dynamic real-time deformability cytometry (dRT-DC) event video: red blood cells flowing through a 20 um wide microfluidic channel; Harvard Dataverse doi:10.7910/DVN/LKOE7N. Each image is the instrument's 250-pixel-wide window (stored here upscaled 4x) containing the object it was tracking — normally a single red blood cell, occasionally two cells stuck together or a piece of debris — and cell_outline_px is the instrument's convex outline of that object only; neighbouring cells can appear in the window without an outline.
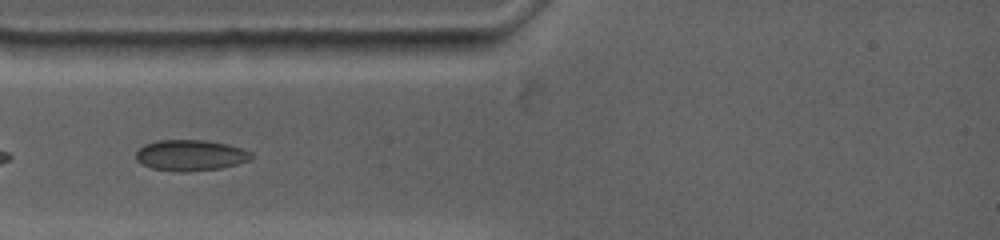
{"species": "common noctule bat (a hibernating species)", "species_latin": "Nyctalus noctula", "temperature_condition": "warm", "stored_images_in_passage": 35, "camera_frame_rate_fps": 4500, "um_per_image_px": 0.085, "animal": {"sex": "female", "body_mass_g": 19.0, "forearm_length_mm": 53.3}, "frame": {"image": 1, "passage_image": 4, "time_ms": 1.111, "image_size_px": [1000, 240], "cell_outline_px": [[252, 160], [220, 168], [188, 172], [176, 172], [152, 168], [140, 164], [136, 160], [136, 152], [144, 144], [156, 140], [208, 140], [228, 144], [252, 152]], "centroid_in_image_um": [16.18, 13.2], "position_along_channel_um": 68.8, "area_um2": 21.04}}
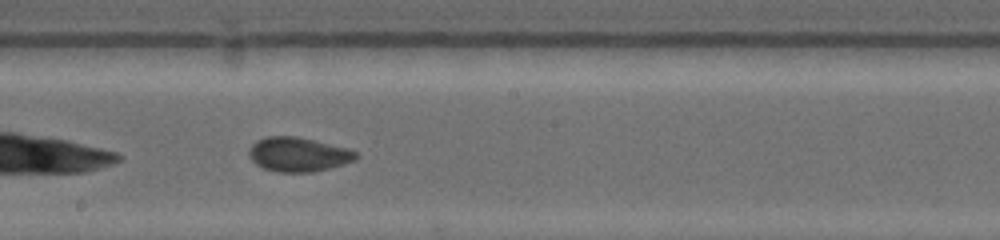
{"frame": {"image": 2, "passage_image": 17, "time_ms": 5.333, "image_size_px": [1000, 240], "cell_outline_px": [[360, 156], [356, 160], [344, 164], [312, 172], [276, 172], [264, 168], [256, 164], [248, 156], [248, 148], [256, 140], [268, 136], [296, 136], [348, 148], [356, 152]], "centroid_in_image_um": [25.34, 13.12], "position_along_channel_um": 222.9, "area_um2": 21.5}}
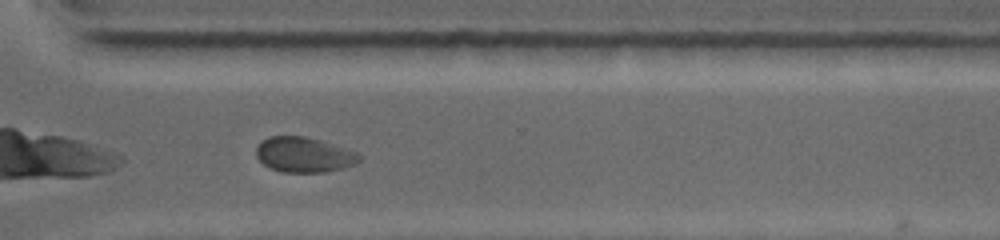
{"frame": {"image": 3, "passage_image": 28, "time_ms": 8.667, "image_size_px": [1000, 240], "cell_outline_px": [[360, 160], [356, 164], [324, 172], [280, 172], [264, 164], [256, 156], [256, 148], [260, 140], [268, 136], [304, 136], [320, 140], [356, 152], [360, 156]], "centroid_in_image_um": [25.79, 13.14], "position_along_channel_um": 344.8, "area_um2": 20.98}, "authors_computed_cell_mechanics": {"area_um2": 21.097, "velocity_mm_per_s": 3.6573, "shape_relaxation_time_tau1_ms": 8.0429, "shape_relaxation_time_tau2_ms": 1.1968, "deformation_change_tau1": 0.1058, "deformation_change_tau2": 0.0519}}